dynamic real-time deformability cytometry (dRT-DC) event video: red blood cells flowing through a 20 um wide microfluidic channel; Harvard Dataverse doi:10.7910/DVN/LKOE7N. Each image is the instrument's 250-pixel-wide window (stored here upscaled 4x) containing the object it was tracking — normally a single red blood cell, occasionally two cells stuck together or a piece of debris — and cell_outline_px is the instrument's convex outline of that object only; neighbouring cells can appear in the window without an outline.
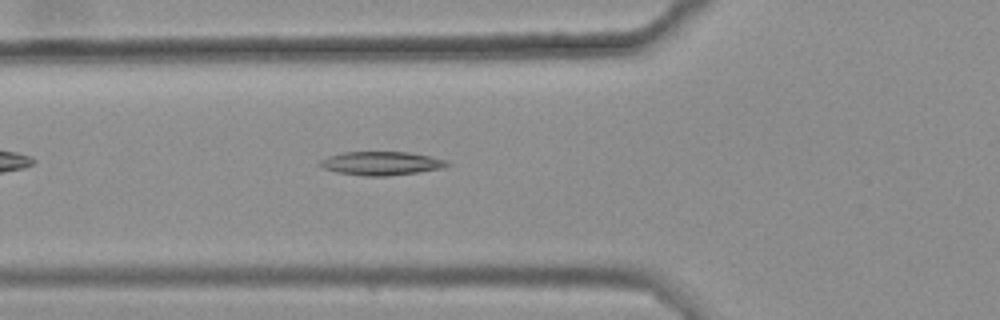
{"species": "common noctule bat (a hibernating species)", "species_latin": "Nyctalus noctula", "temperature_condition": "warm", "stored_images_in_passage": 26, "camera_frame_rate_fps": 3000, "um_per_image_px": 0.085, "animal": {"sex": "female", "body_mass_g": 25.1}, "frame": {"image": 1, "passage_image": 3, "time_ms": 0.667, "image_size_px": [1000, 320], "cell_outline_px": [[452, 164], [444, 168], [388, 176], [364, 176], [336, 172], [324, 168], [316, 164], [320, 160], [328, 156], [344, 152], [408, 152], [432, 156], [448, 160]], "centroid_in_image_um": [32.43, 13.88], "position_along_channel_um": 93.4, "area_um2": 17.69}}
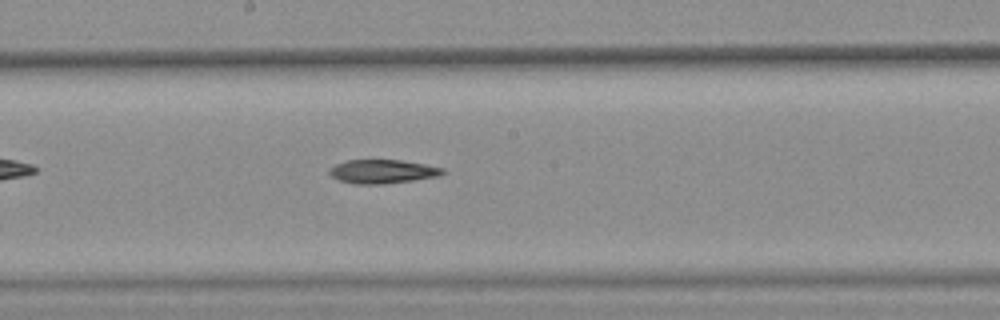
{"frame": {"image": 2, "passage_image": 13, "time_ms": 4.0, "image_size_px": [1000, 320], "cell_outline_px": [[448, 172], [440, 176], [412, 180], [380, 184], [352, 184], [340, 180], [332, 176], [328, 172], [328, 168], [336, 164], [348, 160], [400, 160], [424, 164], [444, 168]], "centroid_in_image_um": [32.53, 14.57], "position_along_channel_um": 215.7, "area_um2": 15.72}}
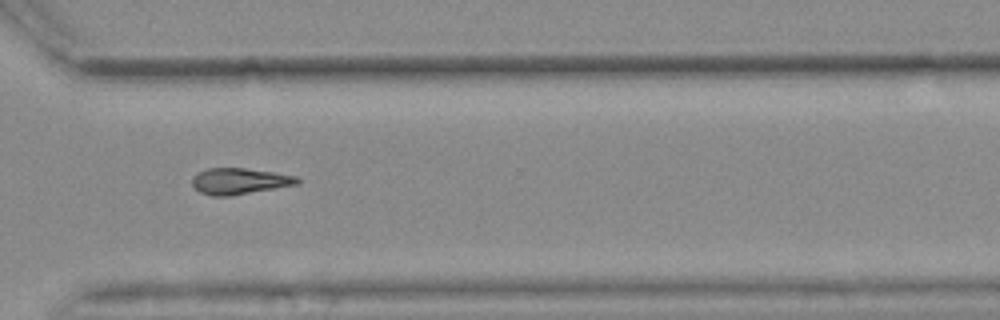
{"frame": {"image": 3, "passage_image": 24, "time_ms": 7.667, "image_size_px": [1000, 320], "cell_outline_px": [[300, 184], [228, 196], [212, 196], [200, 192], [192, 184], [192, 176], [196, 172], [208, 168], [244, 168], [272, 172], [296, 176], [300, 180]], "centroid_in_image_um": [20.33, 15.39], "position_along_channel_um": 350.3, "area_um2": 16.01}}